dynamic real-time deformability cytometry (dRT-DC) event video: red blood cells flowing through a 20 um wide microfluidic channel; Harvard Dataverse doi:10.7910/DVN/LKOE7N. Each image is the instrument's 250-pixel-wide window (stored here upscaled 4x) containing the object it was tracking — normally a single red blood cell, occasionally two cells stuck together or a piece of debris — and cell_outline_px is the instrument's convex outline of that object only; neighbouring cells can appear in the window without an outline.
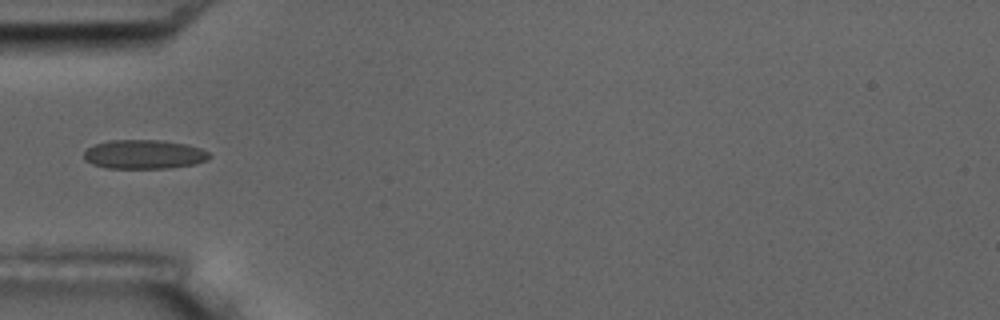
{"species": "common noctule bat (a hibernating species)", "species_latin": "Nyctalus noctula", "temperature_condition": "room temperature", "stored_images_in_passage": 6, "camera_frame_rate_fps": 3000, "um_per_image_px": 0.085, "animal": {"sex": "male", "body_mass_g": 17.5, "forearm_length_mm": 52.3}, "frame": {"image": 1, "passage_image": 6, "time_ms": 6.667, "image_size_px": [1000, 320], "cell_outline_px": [[212, 156], [208, 160], [196, 164], [168, 168], [108, 168], [92, 164], [84, 160], [84, 152], [88, 148], [96, 144], [108, 140], [164, 140], [188, 144], [200, 148], [208, 152]], "centroid_in_image_um": [12.28, 13.12], "position_along_channel_um": 72.7, "area_um2": 21.44}}